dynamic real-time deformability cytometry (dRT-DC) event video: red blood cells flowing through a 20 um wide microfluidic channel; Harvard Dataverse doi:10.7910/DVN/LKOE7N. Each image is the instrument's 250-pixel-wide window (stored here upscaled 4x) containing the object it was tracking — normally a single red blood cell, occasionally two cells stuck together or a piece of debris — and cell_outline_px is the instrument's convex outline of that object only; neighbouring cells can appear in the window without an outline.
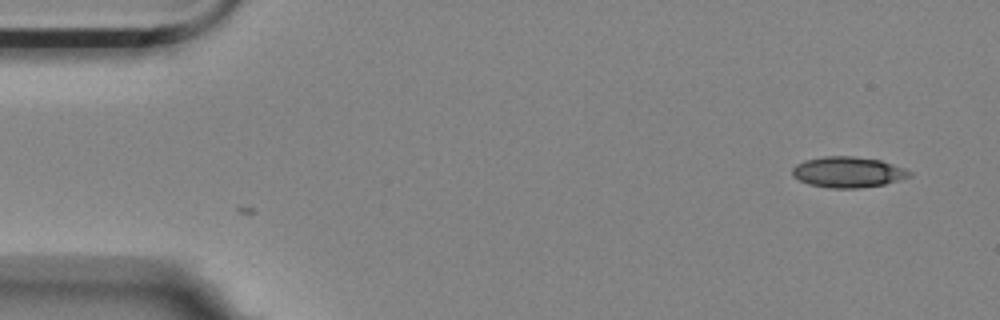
{"species": "Egyptian fruit bat (a non-hibernating species)", "species_latin": "Rousettus aegyptiacus", "temperature_condition": "room temperature", "stored_images_in_passage": 6, "camera_frame_rate_fps": 3000, "um_per_image_px": 0.085, "animal": {"sex": "female"}, "frame": {"image": 1, "passage_image": 6, "time_ms": 1.667, "image_size_px": [1000, 320], "cell_outline_px": [[912, 176], [884, 184], [860, 188], [828, 188], [808, 184], [792, 176], [792, 168], [796, 164], [804, 160], [824, 156], [852, 156], [880, 160], [904, 168], [912, 172]], "centroid_in_image_um": [72.05, 14.63], "position_along_channel_um": 12.9, "area_um2": 21.04}}